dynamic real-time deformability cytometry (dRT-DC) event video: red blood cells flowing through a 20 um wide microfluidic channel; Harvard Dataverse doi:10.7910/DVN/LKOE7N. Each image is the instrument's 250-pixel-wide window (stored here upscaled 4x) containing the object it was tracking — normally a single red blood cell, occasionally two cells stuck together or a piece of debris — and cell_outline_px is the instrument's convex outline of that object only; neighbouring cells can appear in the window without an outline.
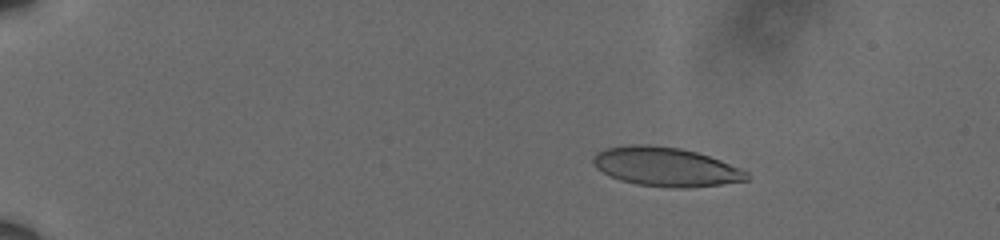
{"species": "human", "species_latin": "Homo sapiens", "temperature_condition": "cold", "stored_images_in_passage": 42, "camera_frame_rate_fps": 3000, "um_per_image_px": 0.085, "donor": {"sex": "male"}, "frame": {"image": 1, "passage_image": 5, "time_ms": 1.333, "image_size_px": [1000, 240], "cell_outline_px": [[752, 176], [748, 180], [720, 184], [688, 188], [668, 188], [636, 184], [620, 180], [596, 168], [592, 164], [592, 160], [596, 152], [604, 148], [628, 144], [652, 144], [680, 148], [696, 152], [720, 160], [740, 168], [748, 172]], "centroid_in_image_um": [56.57, 14.17], "position_along_channel_um": 28.4, "area_um2": 35.2}}
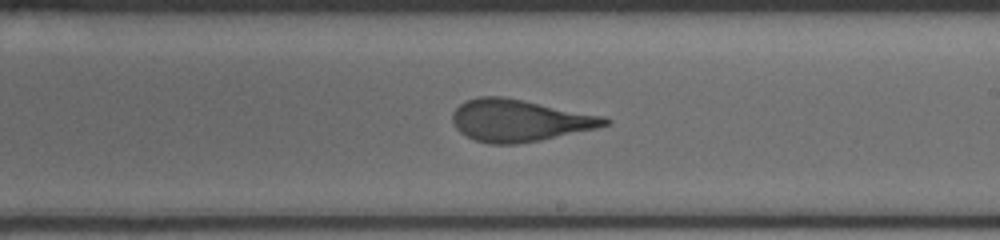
{"frame": {"image": 2, "passage_image": 26, "time_ms": 8.333, "image_size_px": [1000, 240], "cell_outline_px": [[612, 124], [596, 128], [540, 140], [516, 144], [488, 144], [476, 140], [460, 132], [456, 128], [452, 120], [452, 112], [460, 104], [468, 100], [480, 96], [504, 96], [604, 116], [612, 120]], "centroid_in_image_um": [44.16, 10.23], "position_along_channel_um": 244.8, "area_um2": 37.22}}
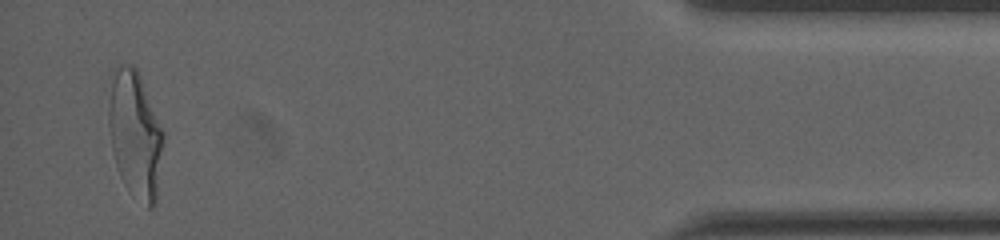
{"frame": {"image": 3, "passage_image": 42, "time_ms": 13.667, "image_size_px": [1000, 240], "cell_outline_px": [[164, 136], [156, 204], [152, 208], [148, 208], [124, 184], [120, 176], [116, 164], [112, 148], [108, 124], [108, 108], [112, 84], [116, 68], [120, 64], [128, 64], [136, 68], [140, 76], [164, 132]], "centroid_in_image_um": [11.5, 11.45], "position_along_channel_um": 423.7, "area_um2": 39.82}, "authors_computed_cell_mechanics": {"area_um2": 37.2521, "velocity_mm_per_s": 3.6141, "shape_relaxation_time_tau1_ms": 6.7076, "shape_relaxation_time_tau2_ms": 1.0455, "deformation_change_tau1": 0.219, "deformation_change_tau2": 0.0921}}